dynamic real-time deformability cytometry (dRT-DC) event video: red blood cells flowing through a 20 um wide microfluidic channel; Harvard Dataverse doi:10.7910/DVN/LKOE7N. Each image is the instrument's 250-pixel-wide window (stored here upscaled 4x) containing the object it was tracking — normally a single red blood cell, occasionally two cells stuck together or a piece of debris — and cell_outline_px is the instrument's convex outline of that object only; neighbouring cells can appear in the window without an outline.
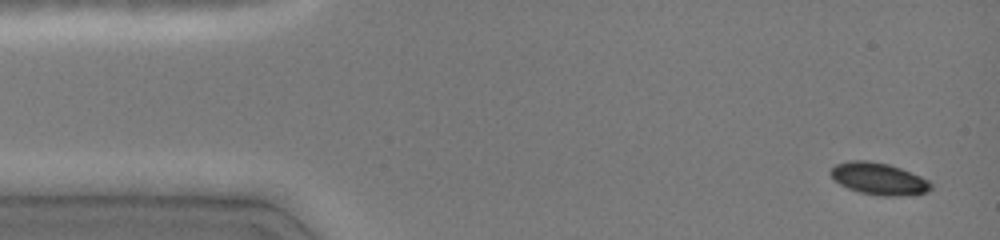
{"species": "common noctule bat (a hibernating species)", "species_latin": "Nyctalus noctula", "temperature_condition": "cold", "stored_images_in_passage": 13, "camera_frame_rate_fps": 3000, "um_per_image_px": 0.085, "animal": {"sex": "female", "body_mass_g": 19.0, "forearm_length_mm": 51.5}, "frame": {"image": 1, "passage_image": 1, "time_ms": 0.0, "image_size_px": [1000, 240], "cell_outline_px": [[932, 188], [928, 192], [908, 196], [880, 196], [860, 192], [848, 188], [840, 184], [828, 172], [836, 164], [848, 160], [868, 160], [888, 164], [900, 168], [920, 176], [928, 180], [932, 184]], "centroid_in_image_um": [74.71, 15.2], "position_along_channel_um": 10.3, "area_um2": 18.79}}
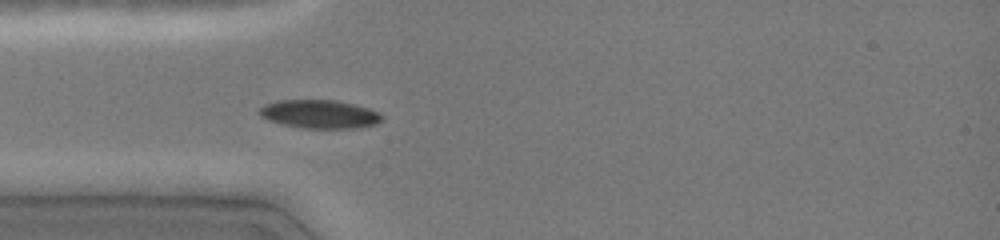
{"frame": {"image": 2, "passage_image": 10, "time_ms": 3.667, "image_size_px": [1000, 240], "cell_outline_px": [[384, 116], [376, 124], [360, 128], [304, 128], [284, 124], [268, 120], [260, 116], [256, 112], [264, 104], [276, 100], [336, 100], [368, 108]], "centroid_in_image_um": [27.12, 9.7], "position_along_channel_um": 57.9, "area_um2": 20.29}}